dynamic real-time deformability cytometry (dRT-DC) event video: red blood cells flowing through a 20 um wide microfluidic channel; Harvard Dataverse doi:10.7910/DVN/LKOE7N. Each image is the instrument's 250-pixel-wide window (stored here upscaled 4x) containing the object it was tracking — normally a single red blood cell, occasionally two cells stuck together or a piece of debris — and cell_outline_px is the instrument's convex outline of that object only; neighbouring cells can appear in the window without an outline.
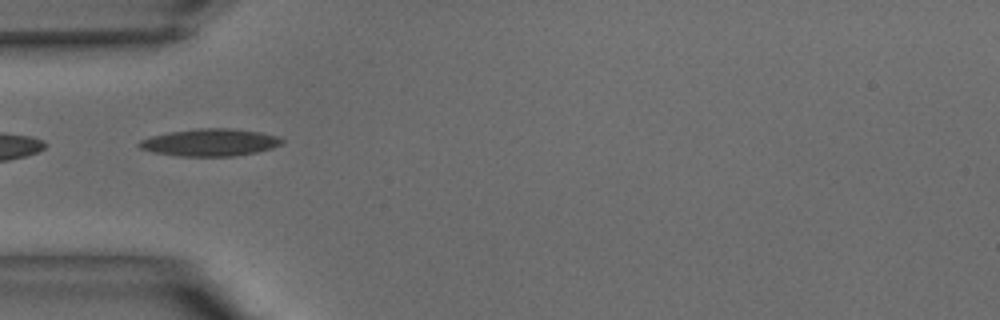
{"species": "common noctule bat (a hibernating species)", "species_latin": "Nyctalus noctula", "temperature_condition": "warm", "stored_images_in_passage": 39, "camera_frame_rate_fps": 3000, "um_per_image_px": 0.085, "animal": {"sex": "male", "body_mass_g": 15.6}, "frame": {"image": 1, "passage_image": 12, "time_ms": 3.667, "image_size_px": [1000, 320], "cell_outline_px": [[284, 140], [280, 144], [272, 148], [256, 152], [232, 156], [176, 156], [152, 152], [140, 148], [136, 144], [140, 140], [152, 136], [168, 132], [196, 128], [228, 128], [260, 132], [276, 136]], "centroid_in_image_um": [17.8, 12.1], "position_along_channel_um": 67.2, "area_um2": 22.66}}